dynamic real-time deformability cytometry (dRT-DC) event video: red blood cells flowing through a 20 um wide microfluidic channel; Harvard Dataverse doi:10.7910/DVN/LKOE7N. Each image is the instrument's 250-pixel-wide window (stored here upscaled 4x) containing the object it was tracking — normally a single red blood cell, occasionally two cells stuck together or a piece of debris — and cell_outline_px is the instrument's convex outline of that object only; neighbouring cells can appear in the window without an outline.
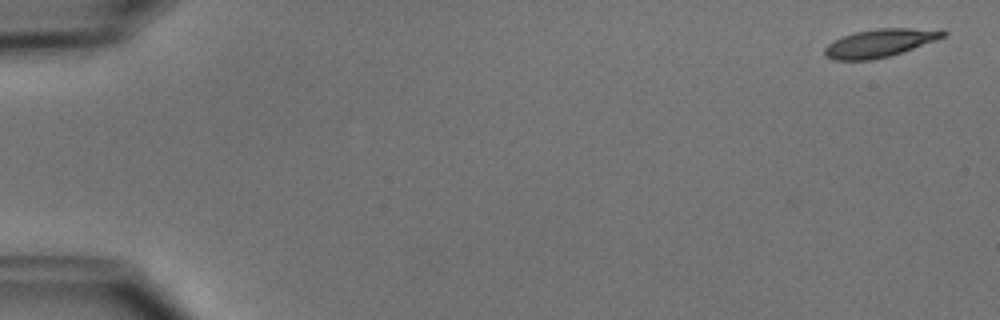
{"species": "common noctule bat (a hibernating species)", "species_latin": "Nyctalus noctula", "temperature_condition": "cold", "stored_images_in_passage": 4, "camera_frame_rate_fps": 3000, "um_per_image_px": 0.085, "animal": {"sex": "male", "body_mass_g": 15.6}, "frame": {"image": 1, "passage_image": 1, "time_ms": 0.0, "image_size_px": [1000, 320], "cell_outline_px": [[948, 32], [944, 36], [936, 40], [888, 56], [872, 60], [832, 60], [824, 52], [824, 48], [828, 44], [844, 36], [856, 32], [876, 28], [944, 28]], "centroid_in_image_um": [74.84, 3.63], "position_along_channel_um": 10.2, "area_um2": 19.25}}
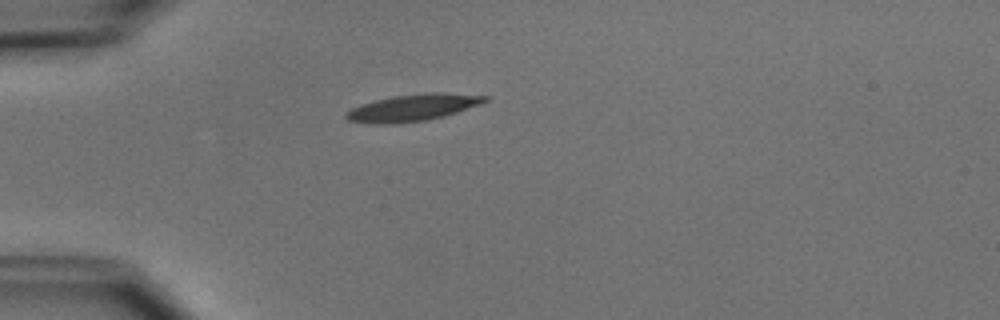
{"frame": {"image": 2, "passage_image": 4, "time_ms": 4.333, "image_size_px": [1000, 320], "cell_outline_px": [[492, 96], [488, 100], [480, 104], [444, 116], [428, 120], [392, 124], [380, 124], [348, 120], [344, 116], [344, 112], [360, 104], [392, 96], [428, 92], [444, 92]], "centroid_in_image_um": [35.11, 9.14], "position_along_channel_um": 49.9, "area_um2": 21.79}}